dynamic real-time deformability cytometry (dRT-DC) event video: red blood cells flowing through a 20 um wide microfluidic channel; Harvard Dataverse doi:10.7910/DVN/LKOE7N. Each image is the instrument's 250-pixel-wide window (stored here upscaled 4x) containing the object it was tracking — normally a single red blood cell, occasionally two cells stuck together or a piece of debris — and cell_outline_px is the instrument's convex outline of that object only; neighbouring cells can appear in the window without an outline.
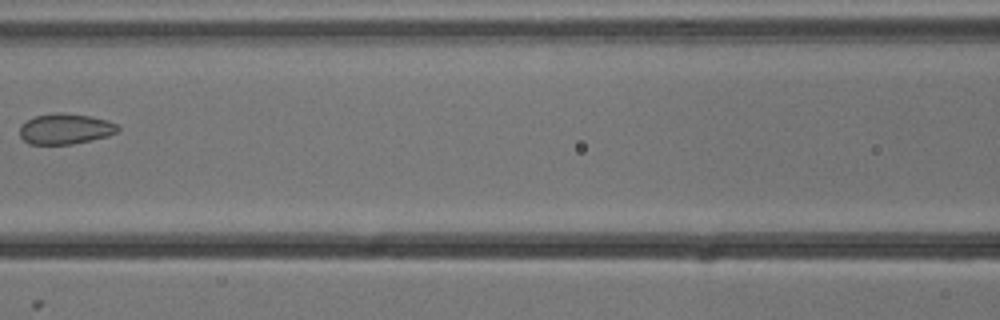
{"species": "common noctule bat (a hibernating species)", "species_latin": "Nyctalus noctula", "temperature_condition": "cold", "stored_images_in_passage": 8, "camera_frame_rate_fps": 3000, "um_per_image_px": 0.085, "animal": {"sex": "male", "body_mass_g": 13.3}, "frame": {"image": 1, "passage_image": 6, "time_ms": 1.667, "image_size_px": [1000, 320], "cell_outline_px": [[120, 128], [116, 132], [108, 136], [72, 144], [28, 144], [20, 136], [20, 124], [36, 116], [52, 112], [60, 112], [92, 116], [108, 120], [116, 124]], "centroid_in_image_um": [5.54, 10.94], "position_along_channel_um": 161.1, "area_um2": 17.57}}
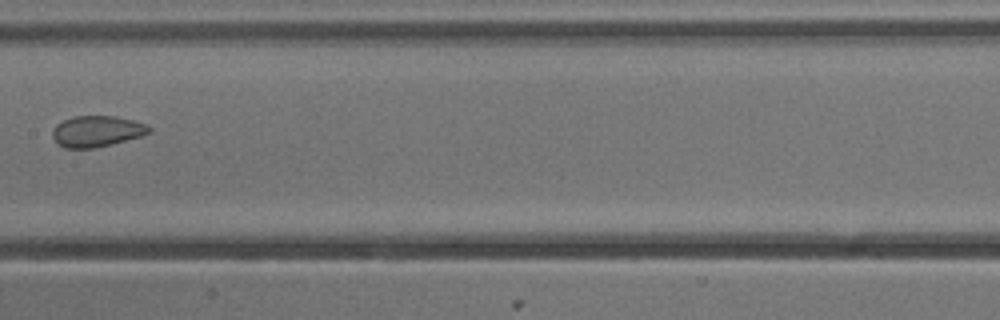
{"frame": {"image": 2, "passage_image": 7, "time_ms": 2.0, "image_size_px": [1000, 320], "cell_outline_px": [[152, 132], [140, 136], [112, 144], [92, 148], [64, 148], [52, 136], [52, 132], [56, 124], [72, 116], [116, 116], [148, 124], [152, 128]], "centroid_in_image_um": [8.26, 11.15], "position_along_channel_um": 199.1, "area_um2": 17.46}}
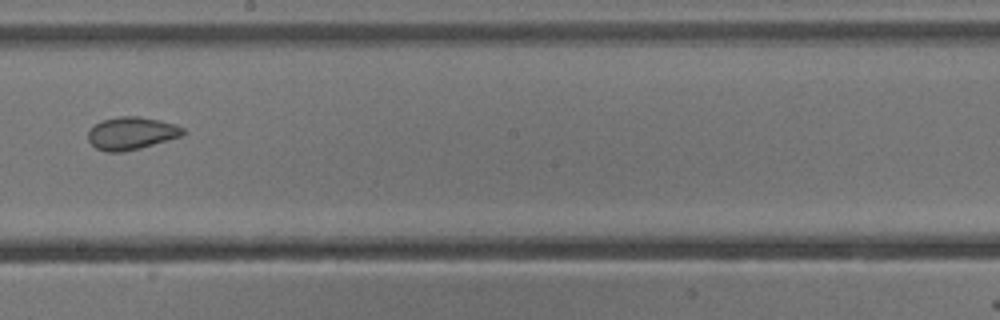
{"frame": {"image": 3, "passage_image": 8, "time_ms": 2.333, "image_size_px": [1000, 320], "cell_outline_px": [[184, 136], [140, 148], [124, 152], [108, 152], [96, 148], [88, 140], [88, 128], [100, 120], [120, 116], [140, 116], [176, 124], [184, 128]], "centroid_in_image_um": [11.16, 11.32], "position_along_channel_um": 237.0, "area_um2": 18.32}}